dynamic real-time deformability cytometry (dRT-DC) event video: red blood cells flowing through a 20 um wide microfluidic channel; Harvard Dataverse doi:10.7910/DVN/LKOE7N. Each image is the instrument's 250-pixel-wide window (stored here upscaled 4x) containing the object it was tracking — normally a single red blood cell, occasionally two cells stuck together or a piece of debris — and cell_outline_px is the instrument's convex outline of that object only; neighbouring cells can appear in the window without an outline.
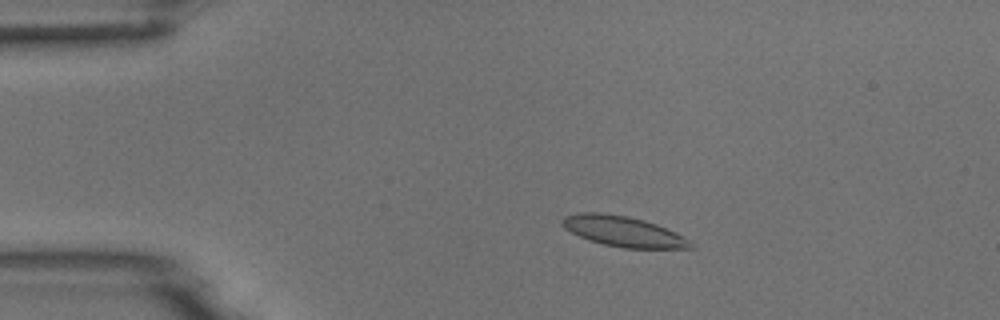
{"species": "common noctule bat (a hibernating species)", "species_latin": "Nyctalus noctula", "temperature_condition": "room temperature", "stored_images_in_passage": 5, "camera_frame_rate_fps": 3000, "um_per_image_px": 0.085, "animal": {"sex": "male", "body_mass_g": 18.8}, "frame": {"image": 1, "passage_image": 3, "time_ms": 2.0, "image_size_px": [1000, 320], "cell_outline_px": [[696, 248], [624, 248], [604, 244], [588, 240], [564, 228], [560, 224], [560, 220], [564, 216], [580, 212], [604, 212], [628, 216], [644, 220], [656, 224], [676, 232], [688, 240]], "centroid_in_image_um": [52.94, 19.65], "position_along_channel_um": 32.1, "area_um2": 22.77}}
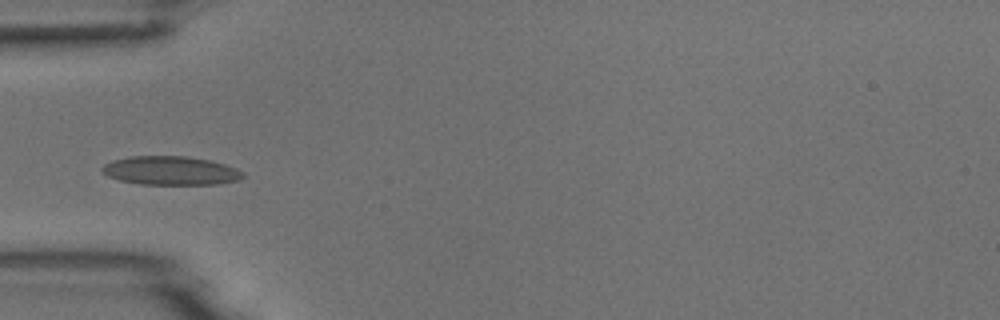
{"frame": {"image": 2, "passage_image": 5, "time_ms": 4.333, "image_size_px": [1000, 320], "cell_outline_px": [[244, 176], [240, 180], [220, 184], [140, 184], [120, 180], [108, 176], [100, 172], [100, 168], [104, 164], [112, 160], [132, 156], [184, 156], [208, 160], [224, 164], [236, 168], [244, 172]], "centroid_in_image_um": [14.49, 14.51], "position_along_channel_um": 70.5, "area_um2": 23.64}}